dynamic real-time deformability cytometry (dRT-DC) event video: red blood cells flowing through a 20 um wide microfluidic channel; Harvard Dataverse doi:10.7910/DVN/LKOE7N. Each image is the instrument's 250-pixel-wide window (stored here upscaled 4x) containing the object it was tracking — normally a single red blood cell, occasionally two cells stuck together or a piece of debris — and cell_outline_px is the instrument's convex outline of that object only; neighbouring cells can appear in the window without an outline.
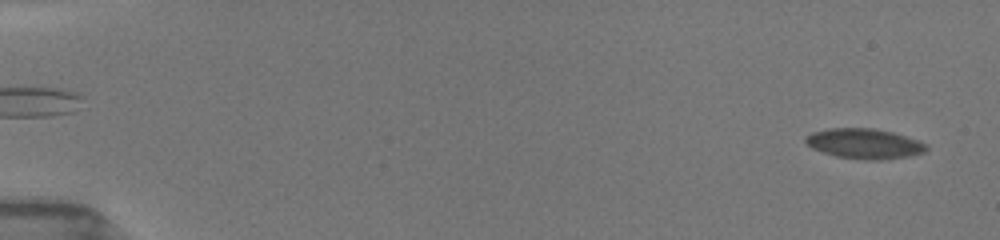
{"species": "common noctule bat (a hibernating species)", "species_latin": "Nyctalus noctula", "temperature_condition": "room temperature", "stored_images_in_passage": 56, "camera_frame_rate_fps": 3000, "um_per_image_px": 0.085, "animal": {"sex": "female", "body_mass_g": 19.5, "forearm_length_mm": 54.1}, "frame": {"image": 1, "passage_image": 3, "time_ms": 0.333, "image_size_px": [1000, 240], "cell_outline_px": [[924, 148], [920, 152], [904, 156], [840, 156], [816, 148], [808, 144], [804, 140], [808, 136], [816, 132], [836, 128], [868, 128], [888, 132], [924, 144]], "centroid_in_image_um": [73.36, 12.14], "position_along_channel_um": 11.6, "area_um2": 18.38}}
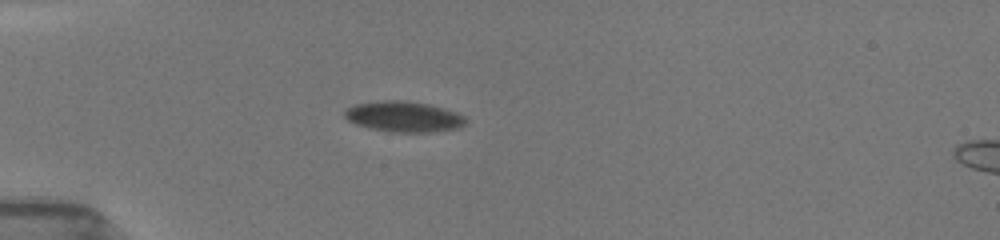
{"frame": {"image": 2, "passage_image": 40, "time_ms": 5.0, "image_size_px": [1000, 240], "cell_outline_px": [[464, 124], [452, 128], [428, 132], [392, 132], [372, 128], [360, 124], [344, 116], [344, 112], [348, 108], [360, 104], [388, 100], [396, 100], [424, 104], [460, 116], [464, 120]], "centroid_in_image_um": [34.22, 9.93], "position_along_channel_um": 50.8, "area_um2": 19.94}}
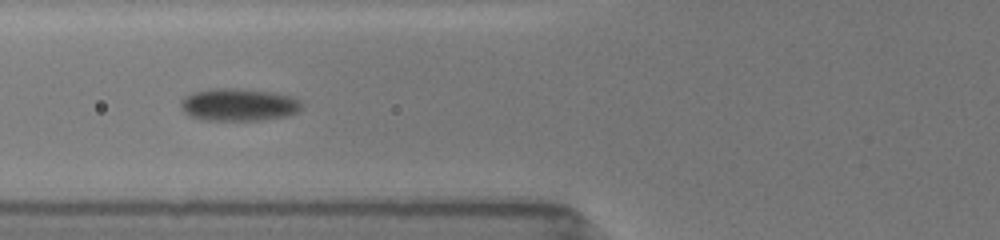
{"frame": {"image": 3, "passage_image": 55, "time_ms": 7.0, "image_size_px": [1000, 240], "cell_outline_px": [[300, 108], [296, 112], [288, 116], [260, 120], [200, 120], [188, 116], [184, 112], [180, 104], [184, 96], [192, 92], [212, 88], [232, 88], [276, 92], [300, 100]], "centroid_in_image_um": [20.23, 8.9], "position_along_channel_um": 105.6, "area_um2": 23.0}}